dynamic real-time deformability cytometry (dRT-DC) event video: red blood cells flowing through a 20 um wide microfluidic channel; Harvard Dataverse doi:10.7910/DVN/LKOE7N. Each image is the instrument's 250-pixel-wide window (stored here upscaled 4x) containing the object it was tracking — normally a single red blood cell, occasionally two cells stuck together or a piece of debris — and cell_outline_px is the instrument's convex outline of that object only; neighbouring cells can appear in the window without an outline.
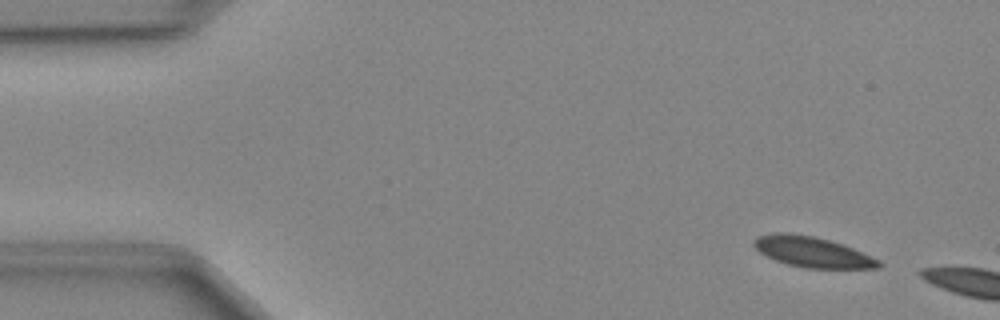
{"species": "Egyptian fruit bat (a non-hibernating species)", "species_latin": "Rousettus aegyptiacus", "temperature_condition": "cold", "stored_images_in_passage": 6, "camera_frame_rate_fps": 3000, "um_per_image_px": 0.085, "animal": {"sex": "female"}, "frame": {"image": 1, "passage_image": 3, "time_ms": 0.667, "image_size_px": [1000, 320], "cell_outline_px": [[884, 264], [880, 268], [804, 268], [788, 264], [776, 260], [760, 252], [752, 244], [752, 240], [756, 236], [776, 232], [788, 232], [812, 236], [828, 240], [852, 248], [880, 260]], "centroid_in_image_um": [69.03, 21.41], "position_along_channel_um": 16.0, "area_um2": 22.08}}